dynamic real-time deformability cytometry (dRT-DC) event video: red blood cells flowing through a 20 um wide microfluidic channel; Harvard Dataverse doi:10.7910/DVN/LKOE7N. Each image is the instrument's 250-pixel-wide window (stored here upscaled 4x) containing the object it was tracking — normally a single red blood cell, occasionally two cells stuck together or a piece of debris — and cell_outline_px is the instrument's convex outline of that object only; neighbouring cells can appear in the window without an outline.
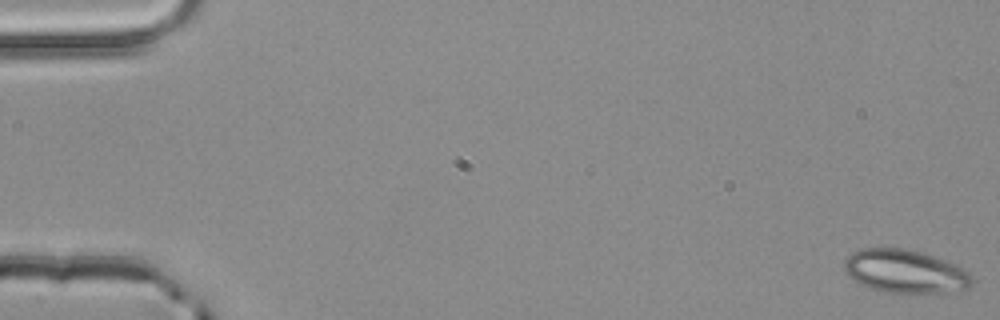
{"species": "common noctule bat (a hibernating species)", "species_latin": "Nyctalus noctula", "temperature_condition": "room temperature", "stored_images_in_passage": 4, "camera_frame_rate_fps": 3000, "um_per_image_px": 0.085, "animal": {"sex": "male", "body_mass_g": 20.4}, "frame": {"image": 1, "passage_image": 1, "time_ms": 0.0, "image_size_px": [1000, 320], "cell_outline_px": [[972, 284], [968, 288], [940, 292], [884, 292], [872, 288], [848, 276], [844, 268], [844, 260], [852, 252], [864, 248], [904, 248], [924, 252], [956, 264], [964, 268], [972, 276]], "centroid_in_image_um": [76.95, 23.04], "position_along_channel_um": 8.1, "area_um2": 31.96}}